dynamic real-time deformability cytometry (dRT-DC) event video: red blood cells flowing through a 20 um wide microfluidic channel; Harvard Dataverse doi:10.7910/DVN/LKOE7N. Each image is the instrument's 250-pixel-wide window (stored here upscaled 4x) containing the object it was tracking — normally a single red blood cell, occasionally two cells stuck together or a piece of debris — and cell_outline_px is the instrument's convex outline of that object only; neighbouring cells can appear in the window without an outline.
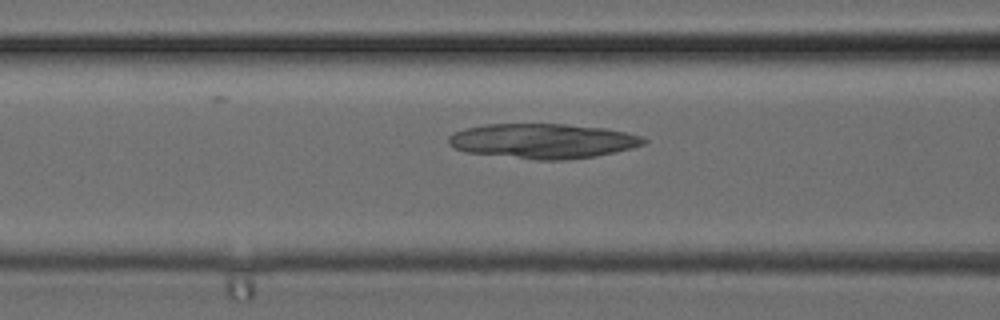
{"species": "common noctule bat (a hibernating species)", "species_latin": "Nyctalus noctula", "temperature_condition": "cold", "stored_images_in_passage": 12, "segment_of_instrument_passage": [1, 2], "camera_frame_rate_fps": 3000, "um_per_image_px": 0.085, "animal": {"sex": "female", "body_mass_g": 24.6, "forearm_length_mm": 56.2}, "frame": {"image": 1, "passage_image": 10, "time_ms": 3.0, "image_size_px": [1000, 320], "cell_outline_px": [[648, 140], [644, 144], [632, 148], [616, 152], [596, 156], [568, 160], [536, 160], [464, 152], [452, 148], [448, 144], [448, 136], [452, 132], [464, 128], [484, 124], [564, 124], [604, 128], [624, 132], [640, 136]], "centroid_in_image_um": [46.08, 11.99], "position_along_channel_um": 120.5, "area_um2": 40.0}}